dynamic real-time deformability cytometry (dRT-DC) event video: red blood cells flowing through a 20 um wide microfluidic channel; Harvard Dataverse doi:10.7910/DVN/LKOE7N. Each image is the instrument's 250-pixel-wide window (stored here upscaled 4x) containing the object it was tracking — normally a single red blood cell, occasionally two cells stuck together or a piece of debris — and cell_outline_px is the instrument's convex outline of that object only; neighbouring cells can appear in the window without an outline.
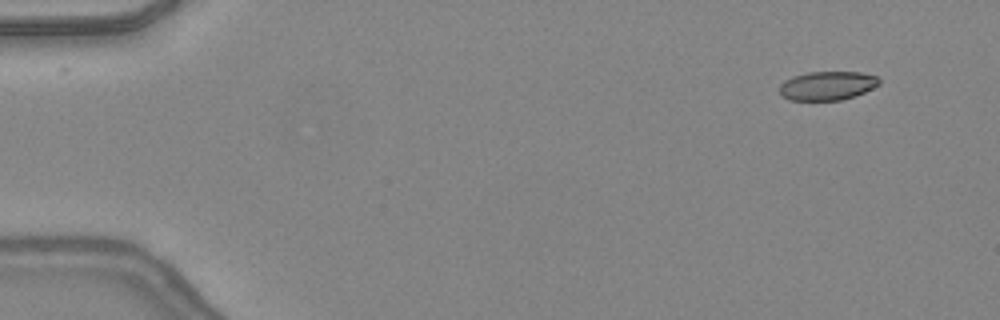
{"species": "common noctule bat (a hibernating species)", "species_latin": "Nyctalus noctula", "temperature_condition": "warm", "stored_images_in_passage": 46, "camera_frame_rate_fps": 3000, "um_per_image_px": 0.085, "animal": {"sex": "female", "body_mass_g": 24.6, "forearm_length_mm": 56.2}, "frame": {"image": 1, "passage_image": 2, "time_ms": 0.333, "image_size_px": [1000, 320], "cell_outline_px": [[880, 84], [864, 92], [840, 100], [788, 100], [780, 96], [780, 84], [784, 80], [792, 76], [808, 72], [860, 72], [876, 76], [880, 80]], "centroid_in_image_um": [70.28, 7.28], "position_along_channel_um": 14.7, "area_um2": 16.76}}
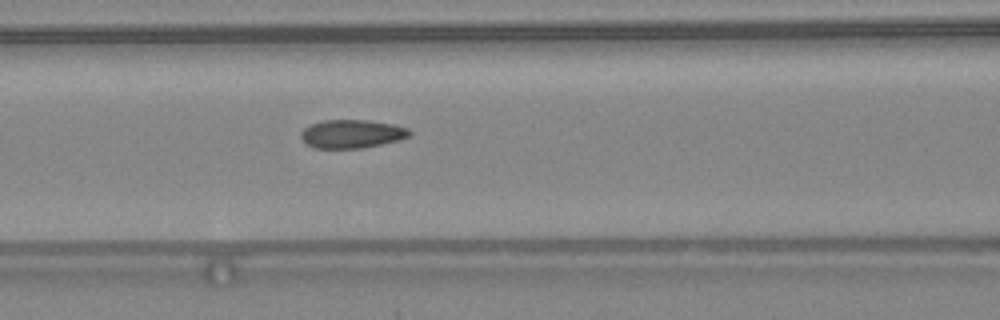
{"frame": {"image": 2, "passage_image": 19, "time_ms": 6.0, "image_size_px": [1000, 320], "cell_outline_px": [[412, 132], [408, 136], [400, 140], [364, 148], [312, 148], [300, 136], [300, 132], [304, 128], [320, 120], [368, 120], [392, 124], [408, 128]], "centroid_in_image_um": [29.91, 11.38], "position_along_channel_um": 136.7, "area_um2": 18.03}}
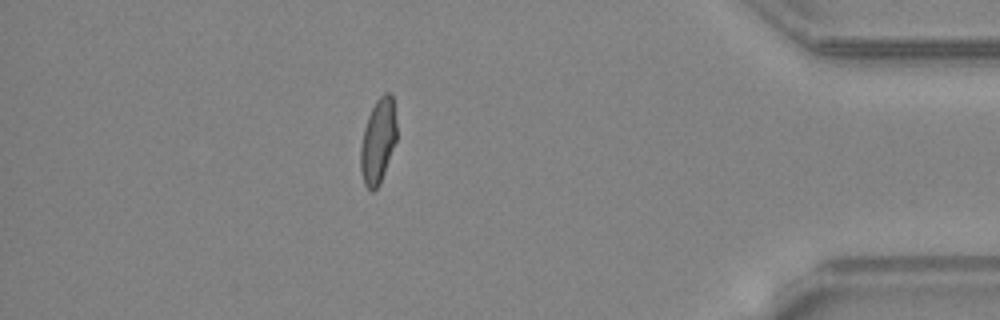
{"frame": {"image": 3, "passage_image": 40, "time_ms": 13.0, "image_size_px": [1000, 320], "cell_outline_px": [[396, 140], [380, 184], [372, 192], [364, 184], [360, 168], [360, 148], [364, 128], [368, 116], [376, 100], [384, 92], [392, 92], [396, 120]], "centroid_in_image_um": [32.13, 11.97], "position_along_channel_um": 403.1, "area_um2": 17.86}, "authors_computed_cell_mechanics": {"area_um2": 18.0336, "velocity_mm_per_s": 4.395, "shape_relaxation_time_tau1_ms": null, "shape_relaxation_time_tau2_ms": 1.29, "deformation_change_tau1": null, "deformation_change_tau2": 0.076}}